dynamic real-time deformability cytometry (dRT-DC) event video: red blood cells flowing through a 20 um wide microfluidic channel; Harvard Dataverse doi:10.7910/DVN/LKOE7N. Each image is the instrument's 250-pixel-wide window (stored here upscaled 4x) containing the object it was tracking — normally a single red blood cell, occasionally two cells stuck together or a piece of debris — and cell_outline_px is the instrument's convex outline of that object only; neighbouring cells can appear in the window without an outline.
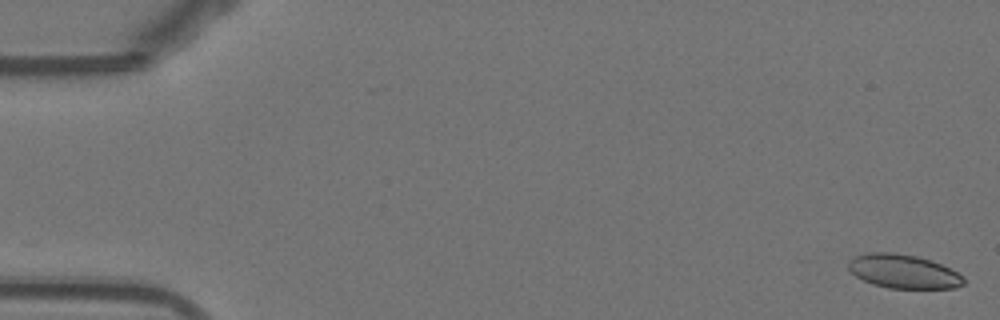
{"species": "Egyptian fruit bat (a non-hibernating species)", "species_latin": "Rousettus aegyptiacus", "temperature_condition": "warm", "stored_images_in_passage": 50, "camera_frame_rate_fps": 3000, "um_per_image_px": 0.085, "animal": {"sex": "female"}, "frame": {"image": 1, "passage_image": 1, "time_ms": 0.0, "image_size_px": [1000, 320], "cell_outline_px": [[964, 284], [956, 288], [888, 288], [872, 284], [856, 276], [848, 268], [848, 260], [856, 256], [868, 252], [896, 252], [916, 256], [932, 260], [964, 276]], "centroid_in_image_um": [76.78, 23.06], "position_along_channel_um": 8.2, "area_um2": 22.77}}
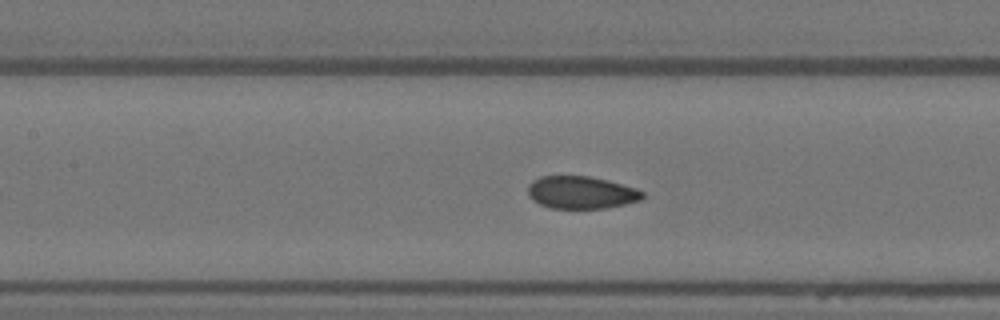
{"frame": {"image": 2, "passage_image": 24, "time_ms": 7.667, "image_size_px": [1000, 320], "cell_outline_px": [[644, 196], [640, 200], [608, 208], [552, 208], [540, 204], [532, 200], [528, 196], [528, 184], [532, 180], [540, 176], [588, 176], [608, 180], [636, 188], [644, 192]], "centroid_in_image_um": [49.38, 16.35], "position_along_channel_um": 158.0, "area_um2": 21.79}}
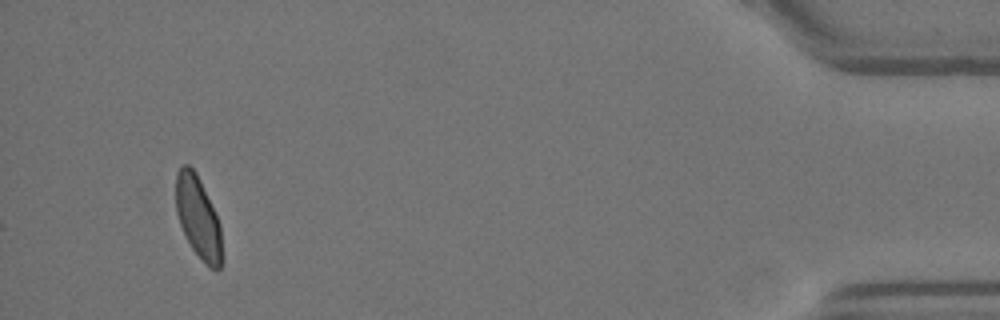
{"frame": {"image": 3, "passage_image": 50, "time_ms": 16.333, "image_size_px": [1000, 320], "cell_outline_px": [[220, 268], [216, 272], [208, 268], [192, 248], [180, 224], [176, 212], [176, 172], [180, 164], [188, 164], [196, 172], [200, 180], [220, 224]], "centroid_in_image_um": [16.81, 18.45], "position_along_channel_um": 418.4, "area_um2": 21.68}, "authors_computed_cell_mechanics": {"area_um2": 22.7154, "velocity_mm_per_s": 3.8518, "shape_relaxation_time_tau1_ms": 10.347, "shape_relaxation_time_tau2_ms": 0.91, "deformation_change_tau1": 0.2095, "deformation_change_tau2": 0.0489}}